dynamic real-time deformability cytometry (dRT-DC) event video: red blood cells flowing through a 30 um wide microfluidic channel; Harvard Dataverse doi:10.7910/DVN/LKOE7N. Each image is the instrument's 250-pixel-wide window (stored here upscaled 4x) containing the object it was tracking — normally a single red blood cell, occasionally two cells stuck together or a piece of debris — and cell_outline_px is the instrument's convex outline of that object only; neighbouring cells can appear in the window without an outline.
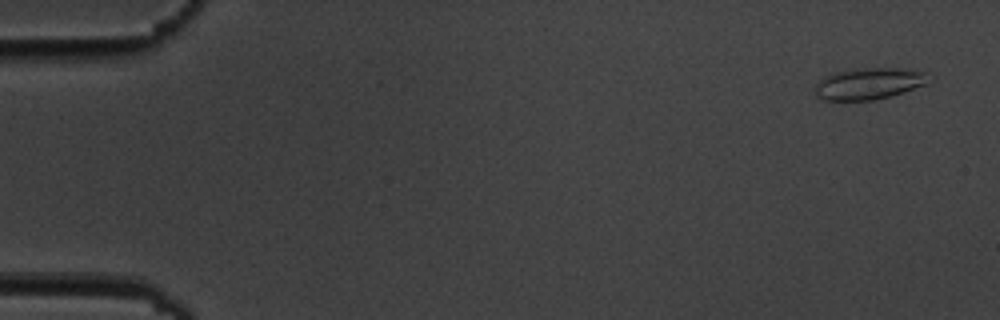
{"species": "common noctule bat (a hibernating species)", "species_latin": "Nyctalus noctula", "temperature_condition": "cold", "stored_images_in_passage": 6, "camera_frame_rate_fps": 3000, "um_per_image_px": 0.085, "animal": {"sex": "male", "body_mass_g": 19.5, "forearm_length_mm": 54.6}, "frame": {"image": 1, "passage_image": 1, "time_ms": 0.0, "image_size_px": [1000, 320], "cell_outline_px": [[924, 84], [876, 100], [824, 100], [816, 96], [816, 84], [824, 76], [832, 72], [856, 68], [900, 68], [924, 72]], "centroid_in_image_um": [73.72, 7.1], "position_along_channel_um": 11.3, "area_um2": 20.35}}
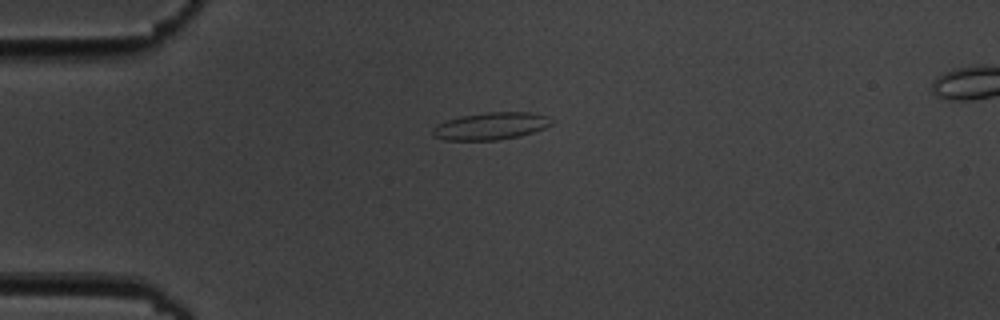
{"frame": {"image": 2, "passage_image": 4, "time_ms": 4.0, "image_size_px": [1000, 320], "cell_outline_px": [[556, 120], [552, 124], [544, 128], [520, 136], [496, 140], [444, 140], [432, 136], [432, 132], [440, 124], [448, 120], [460, 116], [484, 112], [528, 112], [548, 116]], "centroid_in_image_um": [41.78, 10.71], "position_along_channel_um": 43.2, "area_um2": 18.84}}